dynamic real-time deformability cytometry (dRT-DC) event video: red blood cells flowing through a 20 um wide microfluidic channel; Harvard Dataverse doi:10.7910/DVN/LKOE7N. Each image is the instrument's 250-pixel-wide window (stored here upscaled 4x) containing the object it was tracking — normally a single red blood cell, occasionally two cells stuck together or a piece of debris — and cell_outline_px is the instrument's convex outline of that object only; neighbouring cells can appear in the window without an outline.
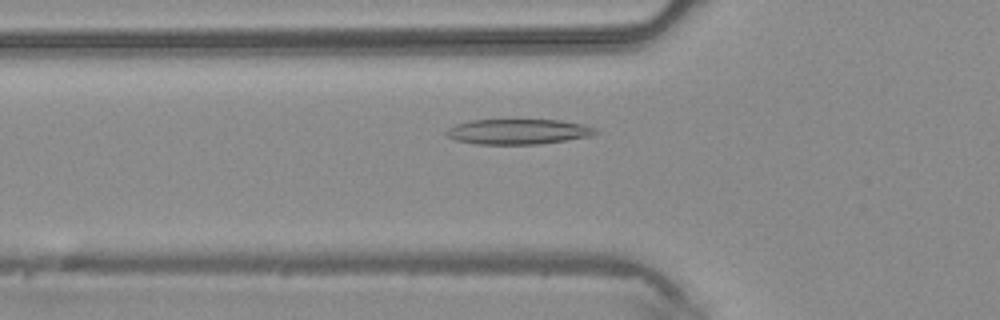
{"species": "common noctule bat (a hibernating species)", "species_latin": "Nyctalus noctula", "temperature_condition": "warm", "stored_images_in_passage": 37, "camera_frame_rate_fps": 3000, "um_per_image_px": 0.085, "animal": {"sex": "male", "body_mass_g": 20.4}, "frame": {"image": 1, "passage_image": 7, "time_ms": 2.0, "image_size_px": [1000, 320], "cell_outline_px": [[600, 132], [588, 136], [540, 144], [476, 144], [456, 140], [448, 136], [444, 132], [448, 128], [456, 124], [472, 120], [560, 120], [584, 124], [596, 128]], "centroid_in_image_um": [44.04, 11.18], "position_along_channel_um": 81.8, "area_um2": 21.85}}
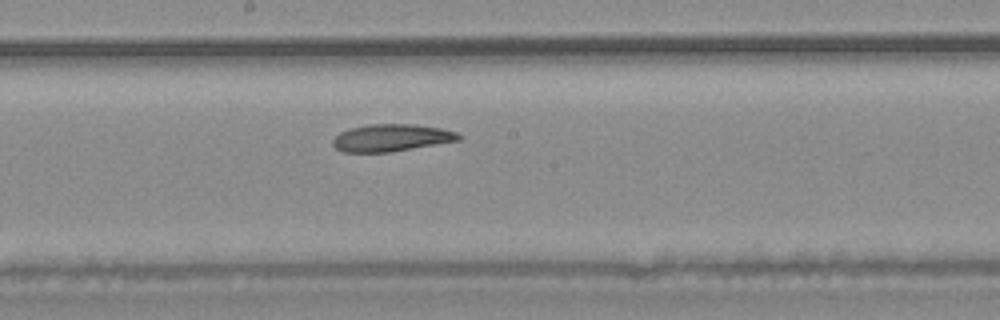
{"frame": {"image": 2, "passage_image": 16, "time_ms": 5.0, "image_size_px": [1000, 320], "cell_outline_px": [[460, 140], [388, 152], [344, 152], [336, 148], [332, 144], [332, 140], [340, 132], [352, 128], [368, 124], [412, 124], [440, 128], [456, 132], [460, 136]], "centroid_in_image_um": [33.23, 11.71], "position_along_channel_um": 215.0, "area_um2": 19.65}}
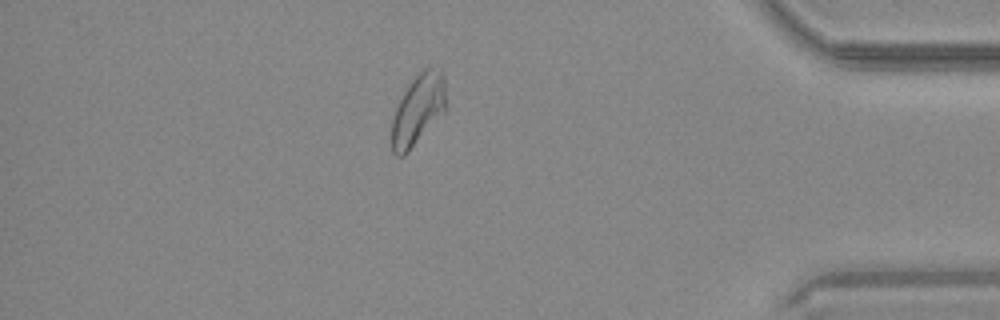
{"frame": {"image": 3, "passage_image": 31, "time_ms": 10.0, "image_size_px": [1000, 320], "cell_outline_px": [[444, 112], [408, 152], [404, 156], [396, 156], [392, 152], [392, 120], [396, 108], [408, 84], [424, 68], [428, 68], [444, 72]], "centroid_in_image_um": [35.5, 9.35], "position_along_channel_um": 399.7, "area_um2": 21.79}}